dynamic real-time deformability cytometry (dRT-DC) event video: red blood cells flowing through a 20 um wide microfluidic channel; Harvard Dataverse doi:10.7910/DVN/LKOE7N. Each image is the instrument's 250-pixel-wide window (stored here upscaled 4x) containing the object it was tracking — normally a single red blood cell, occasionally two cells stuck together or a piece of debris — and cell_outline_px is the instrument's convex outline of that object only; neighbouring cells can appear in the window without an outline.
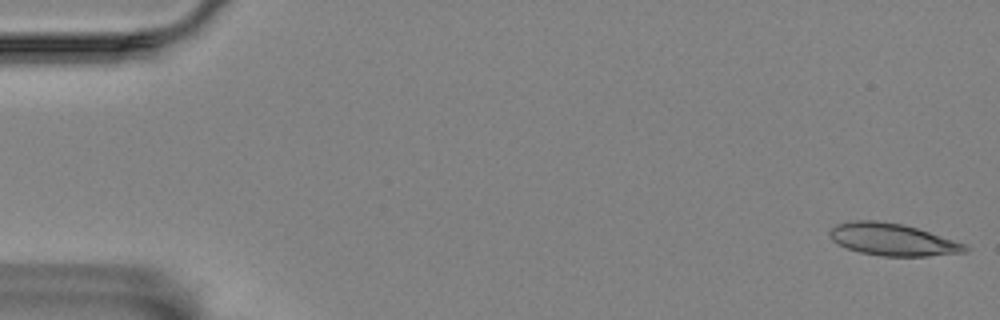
{"species": "Egyptian fruit bat (a non-hibernating species)", "species_latin": "Rousettus aegyptiacus", "temperature_condition": "room temperature", "stored_images_in_passage": 53, "camera_frame_rate_fps": 3000, "um_per_image_px": 0.085, "animal": {"sex": "female"}, "frame": {"image": 1, "passage_image": 1, "time_ms": 0.0, "image_size_px": [1000, 320], "cell_outline_px": [[972, 248], [964, 252], [928, 256], [880, 256], [860, 252], [836, 244], [832, 240], [828, 232], [836, 224], [852, 220], [876, 220], [904, 224], [964, 244]], "centroid_in_image_um": [75.82, 20.36], "position_along_channel_um": 9.2, "area_um2": 25.26}}
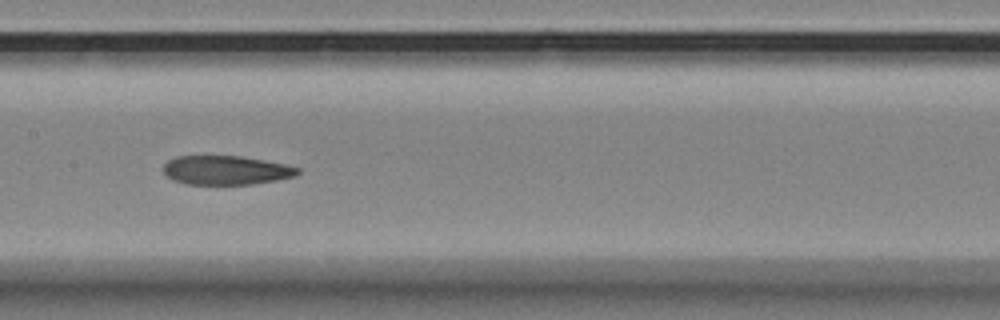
{"frame": {"image": 2, "passage_image": 28, "time_ms": 9.0, "image_size_px": [1000, 320], "cell_outline_px": [[300, 172], [296, 176], [276, 180], [252, 184], [184, 184], [172, 180], [164, 172], [164, 164], [168, 160], [176, 156], [240, 156], [264, 160], [284, 164], [300, 168]], "centroid_in_image_um": [19.21, 14.47], "position_along_channel_um": 188.2, "area_um2": 22.72}}
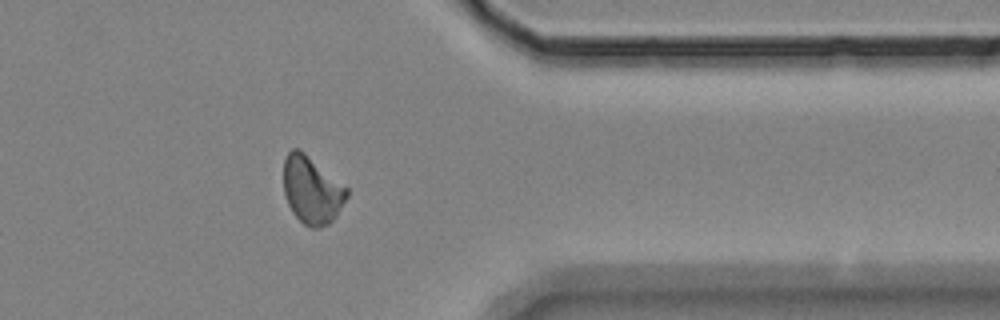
{"frame": {"image": 3, "passage_image": 46, "time_ms": 15.0, "image_size_px": [1000, 320], "cell_outline_px": [[348, 196], [336, 216], [328, 224], [320, 228], [312, 228], [304, 224], [292, 212], [288, 204], [284, 192], [284, 156], [292, 148], [300, 148], [348, 188]], "centroid_in_image_um": [26.5, 16.14], "position_along_channel_um": 384.9, "area_um2": 24.91}}